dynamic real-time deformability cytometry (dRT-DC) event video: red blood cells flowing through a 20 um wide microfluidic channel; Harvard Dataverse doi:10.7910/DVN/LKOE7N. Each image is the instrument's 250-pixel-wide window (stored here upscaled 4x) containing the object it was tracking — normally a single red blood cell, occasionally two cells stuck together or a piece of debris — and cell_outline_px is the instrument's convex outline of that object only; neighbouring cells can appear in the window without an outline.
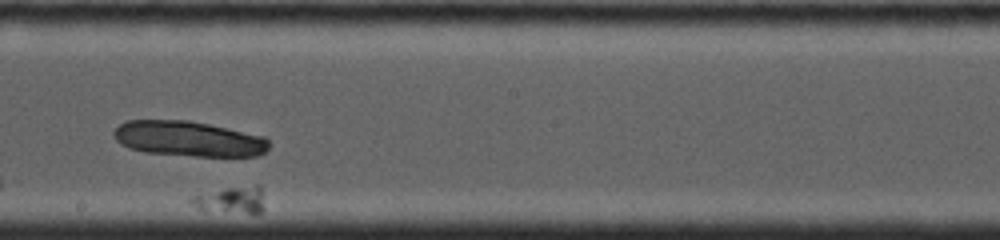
{"species": "common noctule bat (a hibernating species)", "species_latin": "Nyctalus noctula", "temperature_condition": "cold", "stored_images_in_passage": 17, "segment_of_instrument_passage": [2, 2], "camera_frame_rate_fps": 4000, "um_per_image_px": 0.085, "animal": {"sex": "female", "body_mass_g": 19.0, "forearm_length_mm": 53.3}, "frame": {"image": 1, "passage_image": 10, "time_ms": 5.75, "image_size_px": [1000, 240], "cell_outline_px": [[264, 208], [260, 212], [248, 212], [200, 208], [188, 204], [188, 200], [192, 196], [200, 192], [224, 188], [256, 184], [260, 184]], "centroid_in_image_um": [19.61, 16.92], "position_along_channel_um": 228.6, "area_um2": 11.27}}
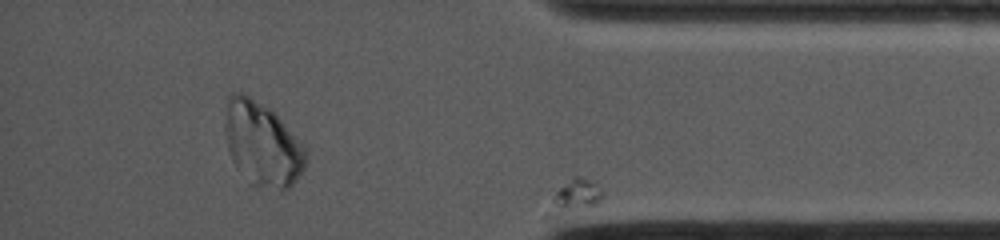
{"frame": {"image": 2, "passage_image": 17, "time_ms": 10.75, "image_size_px": [1000, 240], "cell_outline_px": [[604, 200], [600, 204], [544, 220], [540, 220], [540, 216], [556, 192], [560, 188], [576, 176], [580, 176], [592, 180], [600, 184], [604, 192]], "centroid_in_image_um": [48.8, 16.8], "position_along_channel_um": 386.4, "area_um2": 11.39}}